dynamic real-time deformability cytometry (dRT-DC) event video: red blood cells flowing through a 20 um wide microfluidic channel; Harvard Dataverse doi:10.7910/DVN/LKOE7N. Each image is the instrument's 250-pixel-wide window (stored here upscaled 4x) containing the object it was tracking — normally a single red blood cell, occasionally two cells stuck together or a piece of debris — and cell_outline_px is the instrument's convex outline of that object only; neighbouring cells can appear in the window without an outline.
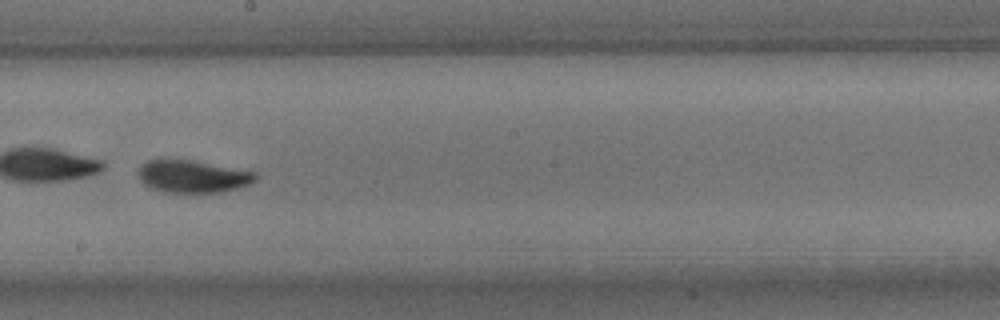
{"species": "common noctule bat (a hibernating species)", "species_latin": "Nyctalus noctula", "temperature_condition": "room temperature", "stored_images_in_passage": 9, "camera_frame_rate_fps": 3000, "um_per_image_px": 0.085, "animal": {"sex": "male", "body_mass_g": 15.6}, "frame": {"image": 1, "passage_image": 7, "time_ms": 7.333, "image_size_px": [1000, 320], "cell_outline_px": [[256, 180], [248, 184], [236, 188], [220, 192], [164, 192], [152, 188], [144, 184], [140, 180], [136, 172], [140, 164], [148, 160], [192, 160], [256, 172]], "centroid_in_image_um": [16.33, 14.99], "position_along_channel_um": 231.9, "area_um2": 22.02}}